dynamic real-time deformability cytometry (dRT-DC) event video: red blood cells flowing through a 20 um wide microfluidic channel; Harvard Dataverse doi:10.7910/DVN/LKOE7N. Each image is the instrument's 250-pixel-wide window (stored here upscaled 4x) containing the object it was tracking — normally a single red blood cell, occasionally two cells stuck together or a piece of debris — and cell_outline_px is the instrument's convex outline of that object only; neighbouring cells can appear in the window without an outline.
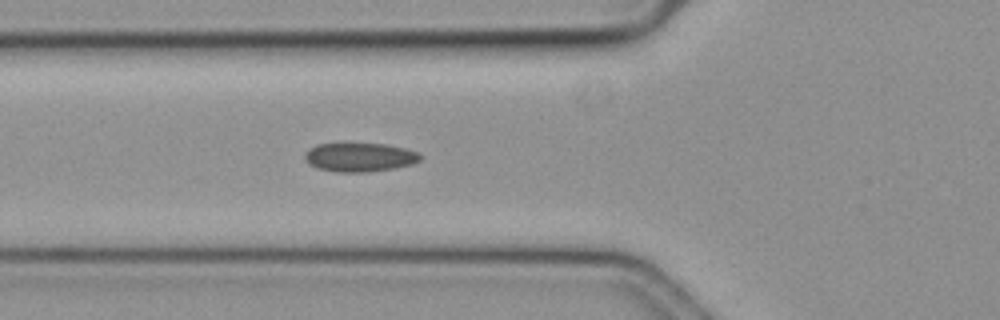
{"species": "common noctule bat (a hibernating species)", "species_latin": "Nyctalus noctula", "temperature_condition": "cold", "stored_images_in_passage": 47, "camera_frame_rate_fps": 3000, "um_per_image_px": 0.085, "animal": {"sex": "female", "body_mass_g": 19.3, "forearm_length_mm": 54.1}, "frame": {"image": 1, "passage_image": 13, "time_ms": 4.0, "image_size_px": [1000, 320], "cell_outline_px": [[420, 160], [412, 164], [392, 168], [368, 172], [336, 172], [316, 168], [308, 164], [304, 160], [304, 152], [308, 148], [316, 144], [344, 140], [384, 144], [404, 148], [416, 152], [420, 156]], "centroid_in_image_um": [30.44, 13.31], "position_along_channel_um": 95.4, "area_um2": 20.35}}
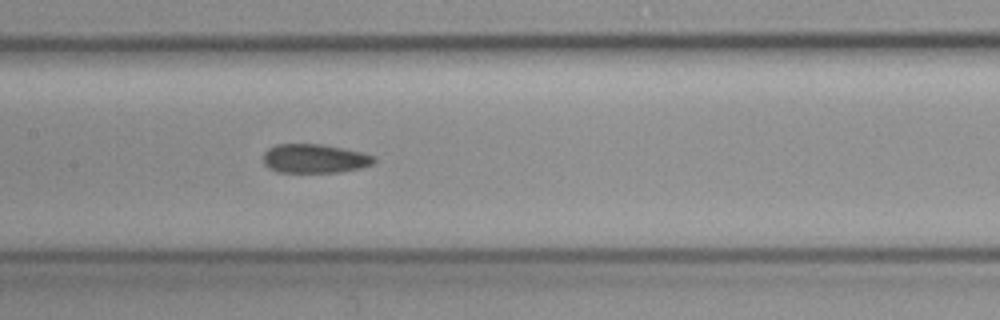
{"frame": {"image": 2, "passage_image": 20, "time_ms": 6.333, "image_size_px": [1000, 320], "cell_outline_px": [[376, 160], [372, 164], [360, 168], [340, 172], [276, 172], [268, 168], [264, 164], [264, 152], [268, 148], [276, 144], [320, 144], [360, 152], [376, 156]], "centroid_in_image_um": [26.72, 13.48], "position_along_channel_um": 180.7, "area_um2": 18.67}}
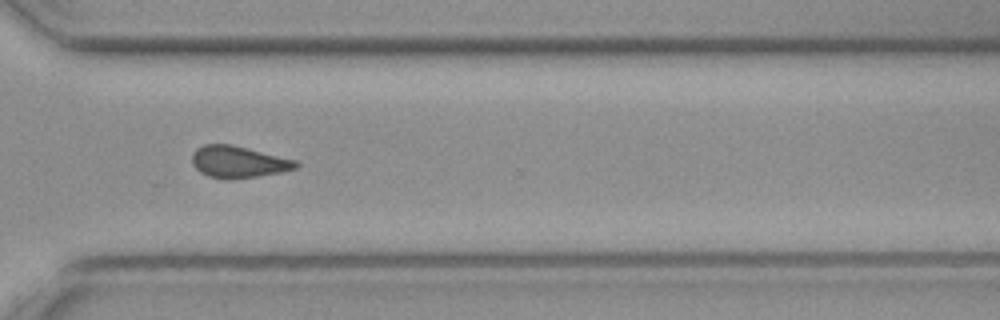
{"frame": {"image": 3, "passage_image": 34, "time_ms": 11.0, "image_size_px": [1000, 320], "cell_outline_px": [[300, 164], [296, 168], [280, 172], [232, 180], [228, 180], [208, 176], [200, 172], [192, 164], [192, 152], [196, 148], [204, 144], [232, 144], [296, 160]], "centroid_in_image_um": [20.23, 13.76], "position_along_channel_um": 350.4, "area_um2": 19.31}, "authors_computed_cell_mechanics": {"area_um2": 19.074, "velocity_mm_per_s": 3.6405, "shape_relaxation_time_tau1_ms": null, "shape_relaxation_time_tau2_ms": 4.4355, "deformation_change_tau1": null, "deformation_change_tau2": 0.1173}}